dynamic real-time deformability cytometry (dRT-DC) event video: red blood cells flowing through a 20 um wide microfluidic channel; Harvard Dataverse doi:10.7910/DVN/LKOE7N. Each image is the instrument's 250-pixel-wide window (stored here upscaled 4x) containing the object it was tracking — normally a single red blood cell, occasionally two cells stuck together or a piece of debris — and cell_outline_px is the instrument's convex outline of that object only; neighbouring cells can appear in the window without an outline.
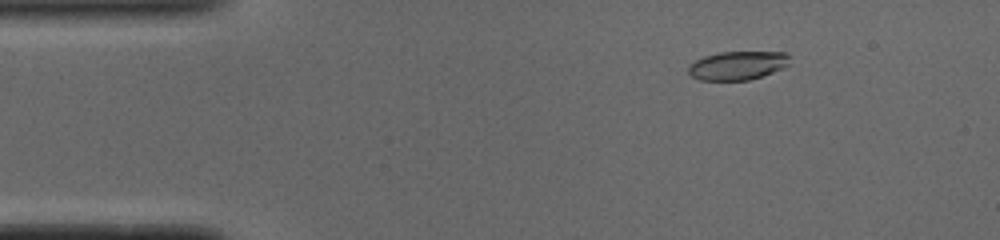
{"species": "common noctule bat (a hibernating species)", "species_latin": "Nyctalus noctula", "temperature_condition": "cold", "stored_images_in_passage": 51, "camera_frame_rate_fps": 3000, "um_per_image_px": 0.085, "animal": {"sex": "male", "body_mass_g": 19.0, "forearm_length_mm": 50.8}, "frame": {"image": 1, "passage_image": 7, "time_ms": 2.0, "image_size_px": [1000, 240], "cell_outline_px": [[788, 64], [772, 72], [748, 80], [700, 80], [692, 76], [688, 72], [688, 68], [696, 60], [704, 56], [720, 52], [784, 52], [788, 56]], "centroid_in_image_um": [62.65, 5.56], "position_along_channel_um": 22.3, "area_um2": 16.53}}
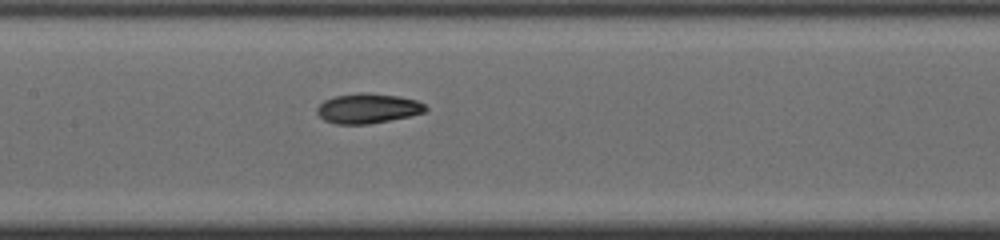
{"frame": {"image": 2, "passage_image": 24, "time_ms": 7.667, "image_size_px": [1000, 240], "cell_outline_px": [[428, 108], [424, 112], [408, 116], [368, 124], [336, 124], [324, 120], [316, 112], [316, 108], [324, 100], [332, 96], [360, 92], [364, 92], [400, 96], [416, 100], [424, 104]], "centroid_in_image_um": [31.23, 9.2], "position_along_channel_um": 176.2, "area_um2": 18.9}}
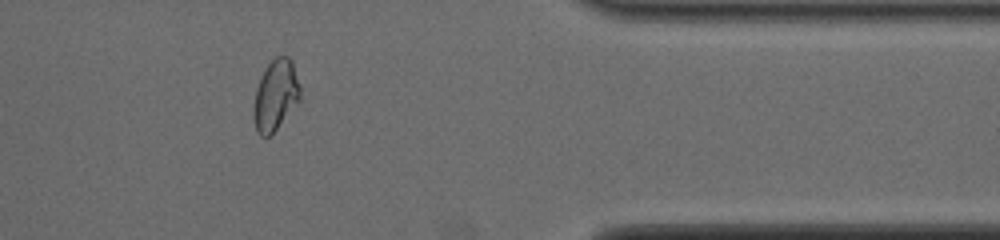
{"frame": {"image": 3, "passage_image": 42, "time_ms": 13.667, "image_size_px": [1000, 240], "cell_outline_px": [[300, 100], [276, 128], [268, 136], [260, 136], [256, 132], [252, 116], [252, 108], [256, 88], [268, 64], [276, 56], [288, 56], [292, 60], [300, 88]], "centroid_in_image_um": [23.4, 8.1], "position_along_channel_um": 388.0, "area_um2": 19.02}, "authors_computed_cell_mechanics": {"area_um2": 18.0336, "velocity_mm_per_s": 3.9045, "shape_relaxation_time_tau1_ms": 3.8761, "shape_relaxation_time_tau2_ms": 1.6892, "deformation_change_tau1": 0.1604, "deformation_change_tau2": 0.075}}